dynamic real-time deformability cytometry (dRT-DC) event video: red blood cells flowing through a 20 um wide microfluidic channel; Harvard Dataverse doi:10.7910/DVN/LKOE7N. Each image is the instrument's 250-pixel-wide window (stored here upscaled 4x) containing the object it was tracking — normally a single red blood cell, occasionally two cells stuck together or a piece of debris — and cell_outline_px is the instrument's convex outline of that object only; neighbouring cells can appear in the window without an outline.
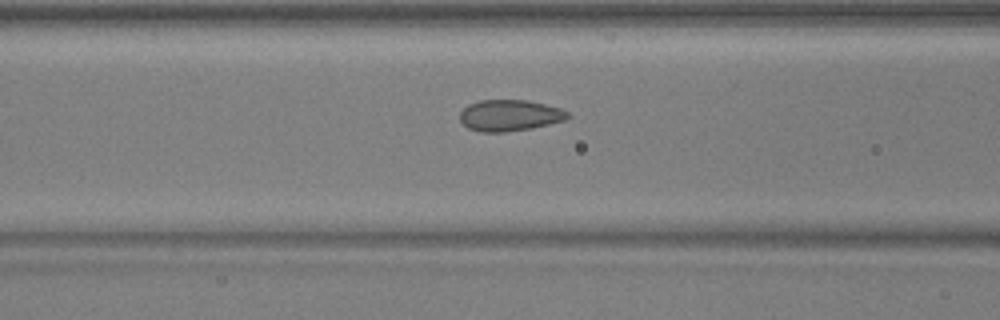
{"species": "common noctule bat (a hibernating species)", "species_latin": "Nyctalus noctula", "temperature_condition": "warm", "stored_images_in_passage": 13, "camera_frame_rate_fps": 3000, "um_per_image_px": 0.085, "animal": {"sex": "male", "body_mass_g": 17.9, "forearm_length_mm": 54.2}, "frame": {"image": 1, "passage_image": 11, "time_ms": 3.333, "image_size_px": [1000, 320], "cell_outline_px": [[572, 116], [564, 120], [548, 124], [528, 128], [504, 132], [480, 132], [468, 128], [460, 120], [460, 112], [468, 104], [480, 100], [528, 100], [560, 108], [568, 112]], "centroid_in_image_um": [43.31, 9.8], "position_along_channel_um": 123.3, "area_um2": 19.54}}